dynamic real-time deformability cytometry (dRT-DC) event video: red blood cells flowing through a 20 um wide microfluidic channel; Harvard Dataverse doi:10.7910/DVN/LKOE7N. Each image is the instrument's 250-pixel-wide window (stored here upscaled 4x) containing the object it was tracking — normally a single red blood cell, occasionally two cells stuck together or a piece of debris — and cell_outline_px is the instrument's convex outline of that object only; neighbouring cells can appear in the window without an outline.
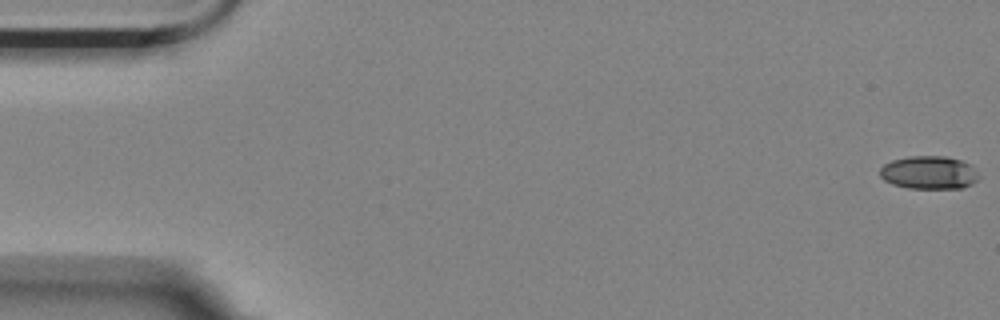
{"species": "Egyptian fruit bat (a non-hibernating species)", "species_latin": "Rousettus aegyptiacus", "temperature_condition": "room temperature", "stored_images_in_passage": 5, "camera_frame_rate_fps": 3000, "um_per_image_px": 0.085, "animal": {"sex": "female"}, "frame": {"image": 1, "passage_image": 1, "time_ms": 0.0, "image_size_px": [1000, 320], "cell_outline_px": [[980, 176], [972, 184], [960, 188], [908, 188], [892, 184], [884, 180], [880, 176], [880, 168], [884, 164], [892, 160], [908, 156], [944, 156], [960, 160], [968, 164]], "centroid_in_image_um": [78.92, 14.67], "position_along_channel_um": 6.1, "area_um2": 18.96}}